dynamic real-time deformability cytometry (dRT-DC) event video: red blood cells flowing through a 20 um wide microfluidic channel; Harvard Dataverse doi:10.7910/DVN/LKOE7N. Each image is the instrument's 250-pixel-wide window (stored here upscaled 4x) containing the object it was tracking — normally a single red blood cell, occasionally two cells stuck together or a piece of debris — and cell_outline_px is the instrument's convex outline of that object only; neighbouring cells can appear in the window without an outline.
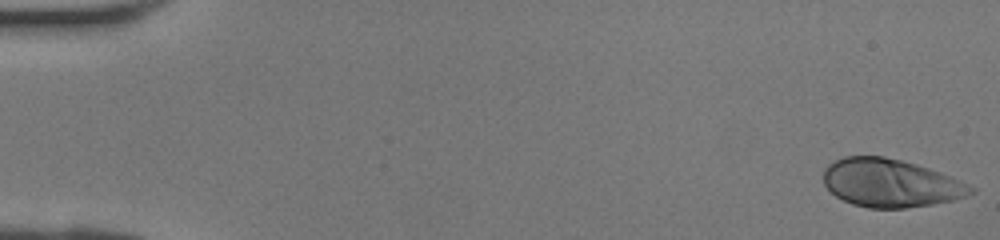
{"species": "human", "species_latin": "Homo sapiens", "temperature_condition": "room temperature", "stored_images_in_passage": 41, "camera_frame_rate_fps": 3000, "um_per_image_px": 0.085, "donor": {"sex": "female"}, "frame": {"image": 1, "passage_image": 1, "time_ms": 0.0, "image_size_px": [1000, 240], "cell_outline_px": [[976, 192], [952, 200], [932, 204], [904, 208], [868, 208], [852, 204], [836, 196], [824, 184], [824, 168], [828, 164], [844, 156], [884, 156], [916, 164], [940, 172], [960, 180], [976, 188]], "centroid_in_image_um": [75.69, 15.56], "position_along_channel_um": 9.3, "area_um2": 41.15}}
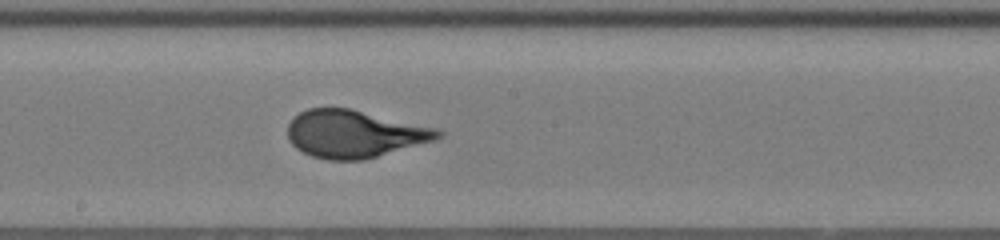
{"frame": {"image": 2, "passage_image": 23, "time_ms": 7.333, "image_size_px": [1000, 240], "cell_outline_px": [[444, 136], [436, 140], [364, 160], [328, 160], [312, 156], [296, 148], [288, 140], [288, 124], [300, 112], [308, 108], [352, 108], [440, 128], [444, 132]], "centroid_in_image_um": [30.19, 11.37], "position_along_channel_um": 218.0, "area_um2": 42.08}}
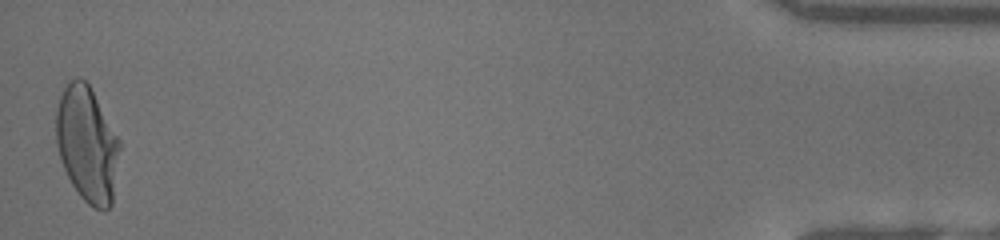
{"frame": {"image": 3, "passage_image": 41, "time_ms": 13.333, "image_size_px": [1000, 240], "cell_outline_px": [[120, 148], [112, 204], [104, 212], [88, 204], [80, 196], [72, 184], [64, 168], [56, 144], [56, 108], [60, 96], [68, 80], [76, 76], [80, 76], [88, 84], [120, 140]], "centroid_in_image_um": [7.4, 12.25], "position_along_channel_um": 427.8, "area_um2": 42.71}}